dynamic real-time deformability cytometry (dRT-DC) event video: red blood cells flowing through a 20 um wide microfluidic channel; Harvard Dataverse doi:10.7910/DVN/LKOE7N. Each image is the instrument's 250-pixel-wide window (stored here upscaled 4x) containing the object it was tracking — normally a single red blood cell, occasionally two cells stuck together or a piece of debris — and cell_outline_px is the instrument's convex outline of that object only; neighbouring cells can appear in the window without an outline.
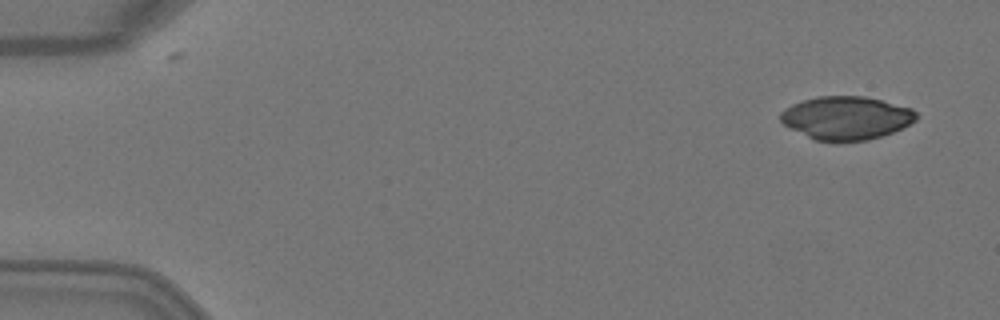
{"species": "Egyptian fruit bat (a non-hibernating species)", "species_latin": "Rousettus aegyptiacus", "temperature_condition": "warm", "stored_images_in_passage": 4, "camera_frame_rate_fps": 3000, "um_per_image_px": 0.085, "animal": {"sex": "female"}, "frame": {"image": 1, "passage_image": 1, "time_ms": 0.0, "image_size_px": [1000, 320], "cell_outline_px": [[920, 116], [916, 120], [892, 132], [868, 140], [836, 144], [816, 140], [784, 124], [780, 120], [780, 112], [784, 108], [792, 104], [816, 96], [864, 96], [912, 108]], "centroid_in_image_um": [71.93, 10.04], "position_along_channel_um": 13.1, "area_um2": 34.45}}